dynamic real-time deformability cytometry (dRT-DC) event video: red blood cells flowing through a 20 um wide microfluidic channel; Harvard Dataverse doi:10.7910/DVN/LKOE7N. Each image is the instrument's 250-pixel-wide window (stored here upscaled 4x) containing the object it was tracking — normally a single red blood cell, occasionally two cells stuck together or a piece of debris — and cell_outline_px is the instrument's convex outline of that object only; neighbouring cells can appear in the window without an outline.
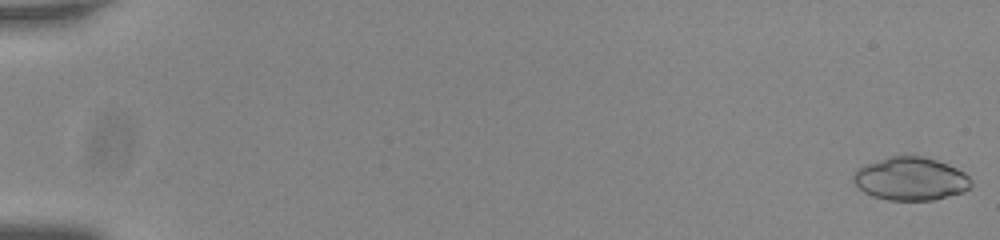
{"species": "common noctule bat (a hibernating species)", "species_latin": "Nyctalus noctula", "temperature_condition": "room temperature", "stored_images_in_passage": 13, "camera_frame_rate_fps": 3000, "um_per_image_px": 0.085, "animal": {"sex": "male", "body_mass_g": 20.0, "forearm_length_mm": 53.3}, "frame": {"image": 1, "passage_image": 1, "time_ms": 0.0, "image_size_px": [1000, 240], "cell_outline_px": [[972, 184], [964, 192], [932, 200], [888, 200], [872, 196], [864, 192], [852, 180], [852, 176], [856, 168], [864, 164], [892, 156], [924, 156], [948, 164], [964, 172], [972, 180]], "centroid_in_image_um": [77.39, 15.2], "position_along_channel_um": 7.6, "area_um2": 29.65}}